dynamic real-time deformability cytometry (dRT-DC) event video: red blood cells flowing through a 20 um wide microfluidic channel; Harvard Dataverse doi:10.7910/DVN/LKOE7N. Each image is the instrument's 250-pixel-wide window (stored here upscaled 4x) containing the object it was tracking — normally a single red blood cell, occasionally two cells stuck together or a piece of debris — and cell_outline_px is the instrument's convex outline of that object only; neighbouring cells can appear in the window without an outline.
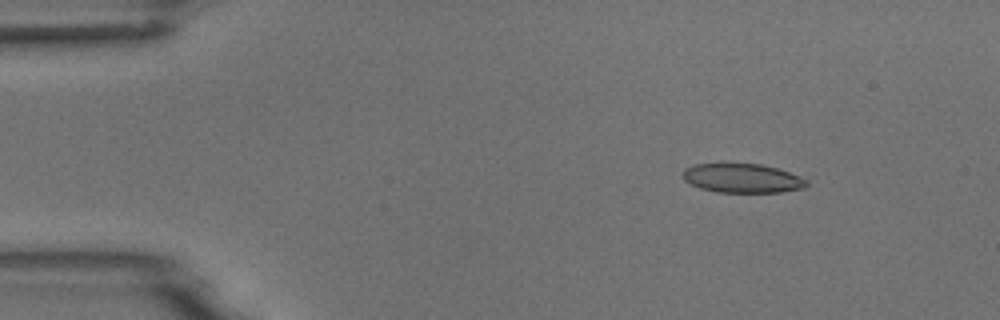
{"species": "common noctule bat (a hibernating species)", "species_latin": "Nyctalus noctula", "temperature_condition": "room temperature", "stored_images_in_passage": 7, "camera_frame_rate_fps": 3000, "um_per_image_px": 0.085, "animal": {"sex": "male", "body_mass_g": 18.8}, "frame": {"image": 1, "passage_image": 2, "time_ms": 0.333, "image_size_px": [1000, 320], "cell_outline_px": [[808, 184], [804, 188], [780, 192], [716, 192], [700, 188], [684, 180], [684, 168], [692, 164], [760, 164], [776, 168], [788, 172], [808, 180]], "centroid_in_image_um": [63.09, 15.15], "position_along_channel_um": 21.9, "area_um2": 20.81}}
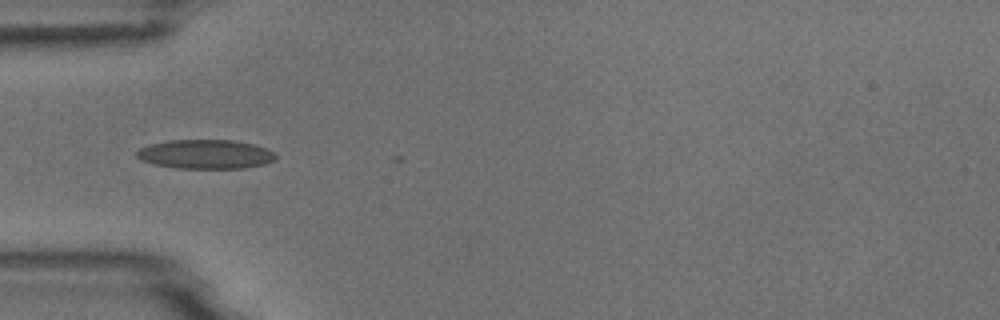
{"frame": {"image": 2, "passage_image": 5, "time_ms": 1.333, "image_size_px": [1000, 320], "cell_outline_px": [[276, 160], [264, 164], [244, 168], [176, 168], [156, 164], [140, 160], [136, 156], [136, 152], [140, 148], [152, 144], [168, 140], [232, 140], [252, 144], [276, 152]], "centroid_in_image_um": [17.48, 13.11], "position_along_channel_um": 67.5, "area_um2": 23.52}}